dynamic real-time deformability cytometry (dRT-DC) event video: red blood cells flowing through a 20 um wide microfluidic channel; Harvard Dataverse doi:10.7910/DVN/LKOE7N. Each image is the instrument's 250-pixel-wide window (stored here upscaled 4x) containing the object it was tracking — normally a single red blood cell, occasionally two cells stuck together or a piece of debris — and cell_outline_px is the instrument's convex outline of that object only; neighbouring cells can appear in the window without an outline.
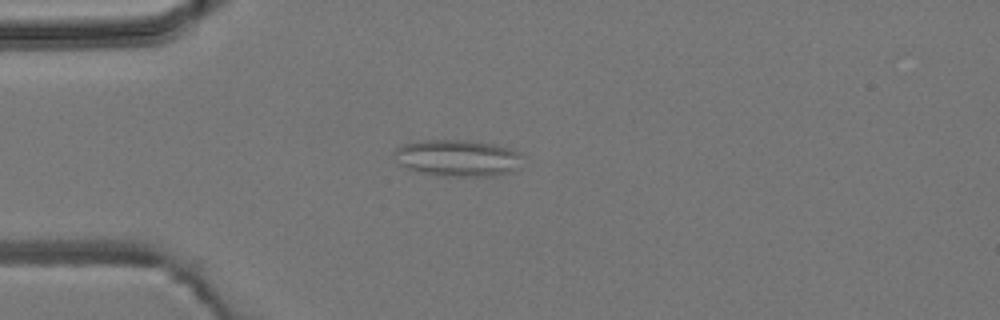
{"species": "common noctule bat (a hibernating species)", "species_latin": "Nyctalus noctula", "temperature_condition": "room temperature", "stored_images_in_passage": 3, "camera_frame_rate_fps": 3000, "um_per_image_px": 0.085, "animal": {"sex": "male", "body_mass_g": 19.2, "forearm_length_mm": 51.8}, "frame": {"image": 1, "passage_image": 2, "time_ms": 1.333, "image_size_px": [1000, 320], "cell_outline_px": [[524, 156], [520, 168], [512, 172], [492, 176], [444, 176], [416, 172], [400, 164], [392, 152], [396, 148], [404, 144], [420, 140], [468, 140], [496, 144], [508, 148]], "centroid_in_image_um": [38.93, 13.43], "position_along_channel_um": 46.1, "area_um2": 27.74}}